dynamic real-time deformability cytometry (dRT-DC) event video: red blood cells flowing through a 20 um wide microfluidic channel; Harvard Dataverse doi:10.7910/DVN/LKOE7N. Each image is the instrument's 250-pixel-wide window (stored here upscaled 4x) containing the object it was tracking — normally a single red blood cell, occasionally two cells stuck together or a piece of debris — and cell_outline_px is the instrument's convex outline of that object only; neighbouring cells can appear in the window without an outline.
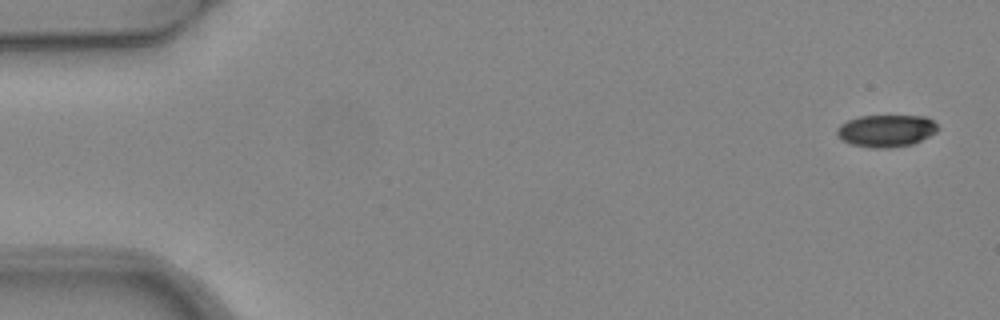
{"species": "common noctule bat (a hibernating species)", "species_latin": "Nyctalus noctula", "temperature_condition": "warm", "stored_images_in_passage": 5, "camera_frame_rate_fps": 3000, "um_per_image_px": 0.085, "animal": {"sex": "female", "body_mass_g": 24.6, "forearm_length_mm": 56.2}, "frame": {"image": 1, "passage_image": 1, "time_ms": 0.0, "image_size_px": [1000, 320], "cell_outline_px": [[940, 128], [936, 132], [912, 144], [888, 148], [872, 148], [848, 144], [836, 136], [836, 128], [840, 124], [848, 120], [860, 116], [924, 116], [932, 120]], "centroid_in_image_um": [75.28, 11.12], "position_along_channel_um": 9.7, "area_um2": 19.02}}
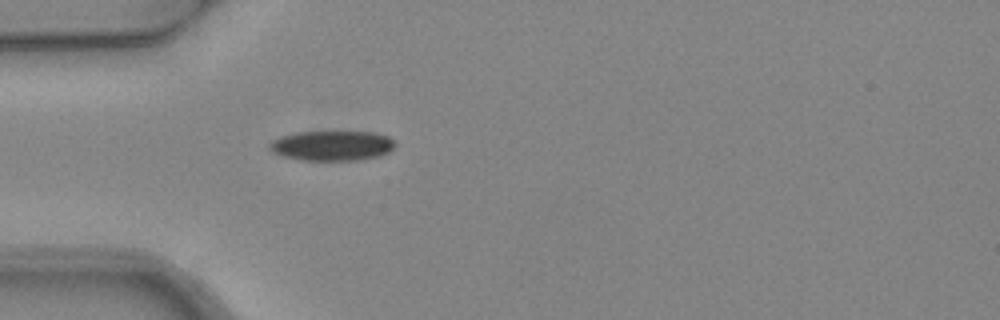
{"frame": {"image": 2, "passage_image": 5, "time_ms": 1.333, "image_size_px": [1000, 320], "cell_outline_px": [[396, 144], [388, 152], [380, 156], [356, 160], [304, 160], [284, 156], [272, 152], [268, 148], [268, 144], [272, 140], [280, 136], [296, 132], [372, 132], [388, 136]], "centroid_in_image_um": [28.19, 12.38], "position_along_channel_um": 56.8, "area_um2": 21.85}}